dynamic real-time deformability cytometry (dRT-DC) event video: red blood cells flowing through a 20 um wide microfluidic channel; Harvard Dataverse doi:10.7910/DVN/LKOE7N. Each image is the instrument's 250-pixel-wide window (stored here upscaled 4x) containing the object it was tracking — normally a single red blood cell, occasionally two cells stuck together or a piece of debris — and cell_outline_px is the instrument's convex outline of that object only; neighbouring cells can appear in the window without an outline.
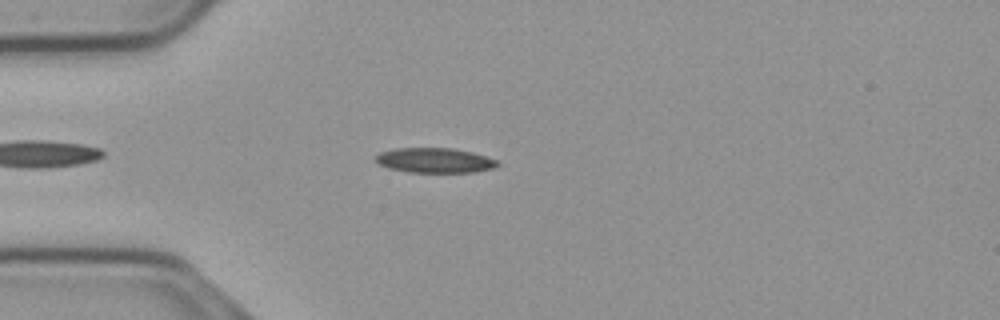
{"species": "common noctule bat (a hibernating species)", "species_latin": "Nyctalus noctula", "temperature_condition": "cold", "stored_images_in_passage": 48, "camera_frame_rate_fps": 3000, "um_per_image_px": 0.085, "animal": {"sex": "male", "body_mass_g": 23.1, "forearm_length_mm": 52.7}, "frame": {"image": 1, "passage_image": 8, "time_ms": 2.333, "image_size_px": [1000, 320], "cell_outline_px": [[500, 164], [492, 168], [476, 172], [408, 172], [388, 168], [380, 164], [376, 160], [376, 156], [380, 152], [396, 148], [452, 148], [472, 152], [496, 160]], "centroid_in_image_um": [36.94, 13.63], "position_along_channel_um": 48.1, "area_um2": 17.51}}
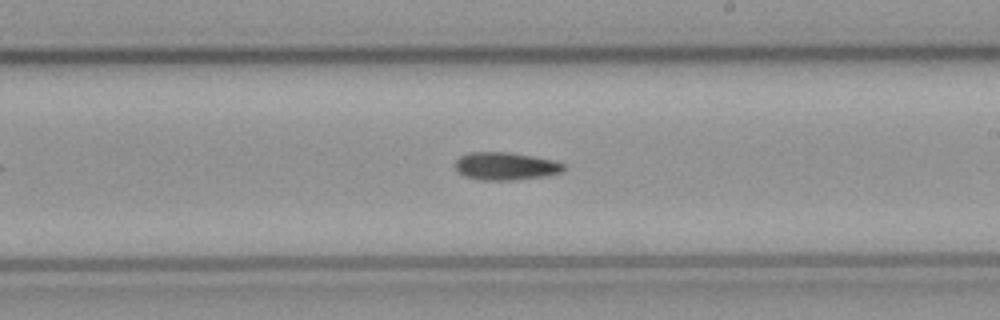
{"frame": {"image": 2, "passage_image": 25, "time_ms": 8.0, "image_size_px": [1000, 320], "cell_outline_px": [[564, 168], [560, 172], [540, 176], [512, 180], [480, 180], [464, 176], [456, 168], [456, 160], [460, 156], [468, 152], [508, 152], [532, 156], [552, 160], [564, 164]], "centroid_in_image_um": [42.92, 14.11], "position_along_channel_um": 246.1, "area_um2": 17.22}}
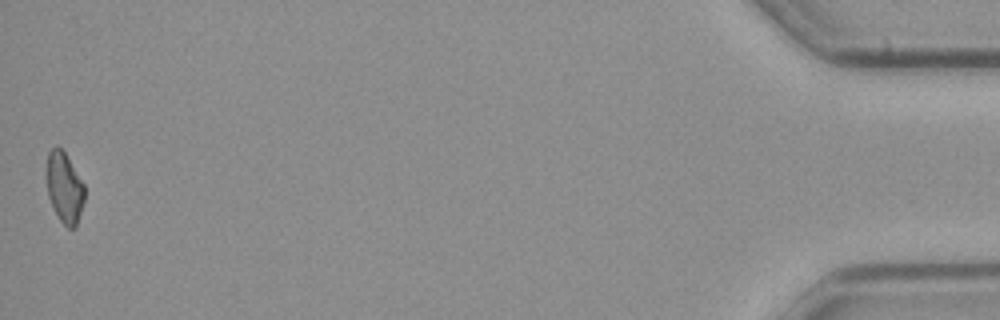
{"frame": {"image": 3, "passage_image": 48, "time_ms": 15.667, "image_size_px": [1000, 320], "cell_outline_px": [[84, 200], [76, 228], [68, 228], [60, 220], [48, 196], [44, 172], [48, 152], [56, 144], [64, 152], [84, 184]], "centroid_in_image_um": [5.44, 15.91], "position_along_channel_um": 429.8, "area_um2": 15.78}}